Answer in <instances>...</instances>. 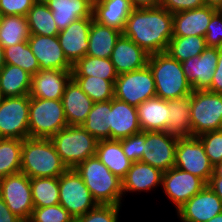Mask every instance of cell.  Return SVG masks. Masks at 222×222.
<instances>
[{"mask_svg": "<svg viewBox=\"0 0 222 222\" xmlns=\"http://www.w3.org/2000/svg\"><path fill=\"white\" fill-rule=\"evenodd\" d=\"M123 34L150 55L166 52L173 37V14L161 6L134 8Z\"/></svg>", "mask_w": 222, "mask_h": 222, "instance_id": "1", "label": "cell"}, {"mask_svg": "<svg viewBox=\"0 0 222 222\" xmlns=\"http://www.w3.org/2000/svg\"><path fill=\"white\" fill-rule=\"evenodd\" d=\"M92 197L101 205H123L122 180L115 176L95 155L74 168Z\"/></svg>", "mask_w": 222, "mask_h": 222, "instance_id": "2", "label": "cell"}, {"mask_svg": "<svg viewBox=\"0 0 222 222\" xmlns=\"http://www.w3.org/2000/svg\"><path fill=\"white\" fill-rule=\"evenodd\" d=\"M67 169L51 139L29 137L23 140L20 172L30 179L59 177Z\"/></svg>", "mask_w": 222, "mask_h": 222, "instance_id": "3", "label": "cell"}, {"mask_svg": "<svg viewBox=\"0 0 222 222\" xmlns=\"http://www.w3.org/2000/svg\"><path fill=\"white\" fill-rule=\"evenodd\" d=\"M147 65L155 81L156 97L168 101L192 93L181 63L167 52L151 54Z\"/></svg>", "mask_w": 222, "mask_h": 222, "instance_id": "4", "label": "cell"}, {"mask_svg": "<svg viewBox=\"0 0 222 222\" xmlns=\"http://www.w3.org/2000/svg\"><path fill=\"white\" fill-rule=\"evenodd\" d=\"M68 169H74L96 153L98 140L80 125H68L51 138Z\"/></svg>", "mask_w": 222, "mask_h": 222, "instance_id": "5", "label": "cell"}, {"mask_svg": "<svg viewBox=\"0 0 222 222\" xmlns=\"http://www.w3.org/2000/svg\"><path fill=\"white\" fill-rule=\"evenodd\" d=\"M68 126L61 99L30 97L29 137L51 139Z\"/></svg>", "mask_w": 222, "mask_h": 222, "instance_id": "6", "label": "cell"}, {"mask_svg": "<svg viewBox=\"0 0 222 222\" xmlns=\"http://www.w3.org/2000/svg\"><path fill=\"white\" fill-rule=\"evenodd\" d=\"M190 97L192 136L222 130V94L198 90L192 91Z\"/></svg>", "mask_w": 222, "mask_h": 222, "instance_id": "7", "label": "cell"}, {"mask_svg": "<svg viewBox=\"0 0 222 222\" xmlns=\"http://www.w3.org/2000/svg\"><path fill=\"white\" fill-rule=\"evenodd\" d=\"M59 204L74 219L98 205L75 169H67L59 176Z\"/></svg>", "mask_w": 222, "mask_h": 222, "instance_id": "8", "label": "cell"}, {"mask_svg": "<svg viewBox=\"0 0 222 222\" xmlns=\"http://www.w3.org/2000/svg\"><path fill=\"white\" fill-rule=\"evenodd\" d=\"M156 96L155 81L147 66L118 75L114 83V97L138 107L142 102Z\"/></svg>", "mask_w": 222, "mask_h": 222, "instance_id": "9", "label": "cell"}, {"mask_svg": "<svg viewBox=\"0 0 222 222\" xmlns=\"http://www.w3.org/2000/svg\"><path fill=\"white\" fill-rule=\"evenodd\" d=\"M30 96L0 98V138H29Z\"/></svg>", "mask_w": 222, "mask_h": 222, "instance_id": "10", "label": "cell"}, {"mask_svg": "<svg viewBox=\"0 0 222 222\" xmlns=\"http://www.w3.org/2000/svg\"><path fill=\"white\" fill-rule=\"evenodd\" d=\"M0 196L13 214L28 222L34 209L30 178L22 172L0 179Z\"/></svg>", "mask_w": 222, "mask_h": 222, "instance_id": "11", "label": "cell"}, {"mask_svg": "<svg viewBox=\"0 0 222 222\" xmlns=\"http://www.w3.org/2000/svg\"><path fill=\"white\" fill-rule=\"evenodd\" d=\"M174 167L201 178L206 184L214 172V166L196 136L178 138Z\"/></svg>", "mask_w": 222, "mask_h": 222, "instance_id": "12", "label": "cell"}, {"mask_svg": "<svg viewBox=\"0 0 222 222\" xmlns=\"http://www.w3.org/2000/svg\"><path fill=\"white\" fill-rule=\"evenodd\" d=\"M206 185L201 178L173 167L163 172L161 189L168 200L175 205V211H177Z\"/></svg>", "mask_w": 222, "mask_h": 222, "instance_id": "13", "label": "cell"}, {"mask_svg": "<svg viewBox=\"0 0 222 222\" xmlns=\"http://www.w3.org/2000/svg\"><path fill=\"white\" fill-rule=\"evenodd\" d=\"M178 137L163 131H146L141 162L166 172L175 166Z\"/></svg>", "mask_w": 222, "mask_h": 222, "instance_id": "14", "label": "cell"}, {"mask_svg": "<svg viewBox=\"0 0 222 222\" xmlns=\"http://www.w3.org/2000/svg\"><path fill=\"white\" fill-rule=\"evenodd\" d=\"M219 48L206 47L199 55L181 63L193 91L208 90L217 67Z\"/></svg>", "mask_w": 222, "mask_h": 222, "instance_id": "15", "label": "cell"}, {"mask_svg": "<svg viewBox=\"0 0 222 222\" xmlns=\"http://www.w3.org/2000/svg\"><path fill=\"white\" fill-rule=\"evenodd\" d=\"M222 212V200L206 185L177 211L181 222H207Z\"/></svg>", "mask_w": 222, "mask_h": 222, "instance_id": "16", "label": "cell"}, {"mask_svg": "<svg viewBox=\"0 0 222 222\" xmlns=\"http://www.w3.org/2000/svg\"><path fill=\"white\" fill-rule=\"evenodd\" d=\"M93 19V17L79 18L61 30L57 36L63 53L72 66L86 55Z\"/></svg>", "mask_w": 222, "mask_h": 222, "instance_id": "17", "label": "cell"}, {"mask_svg": "<svg viewBox=\"0 0 222 222\" xmlns=\"http://www.w3.org/2000/svg\"><path fill=\"white\" fill-rule=\"evenodd\" d=\"M28 44L40 65V70H72L57 36L30 34Z\"/></svg>", "mask_w": 222, "mask_h": 222, "instance_id": "18", "label": "cell"}, {"mask_svg": "<svg viewBox=\"0 0 222 222\" xmlns=\"http://www.w3.org/2000/svg\"><path fill=\"white\" fill-rule=\"evenodd\" d=\"M72 78V70H39L32 76L29 96L41 99H62L66 84Z\"/></svg>", "mask_w": 222, "mask_h": 222, "instance_id": "19", "label": "cell"}, {"mask_svg": "<svg viewBox=\"0 0 222 222\" xmlns=\"http://www.w3.org/2000/svg\"><path fill=\"white\" fill-rule=\"evenodd\" d=\"M218 9L203 6L173 14V37L201 36L205 37L212 16Z\"/></svg>", "mask_w": 222, "mask_h": 222, "instance_id": "20", "label": "cell"}, {"mask_svg": "<svg viewBox=\"0 0 222 222\" xmlns=\"http://www.w3.org/2000/svg\"><path fill=\"white\" fill-rule=\"evenodd\" d=\"M149 56L143 48L122 33L116 41L110 60L120 75L147 66Z\"/></svg>", "mask_w": 222, "mask_h": 222, "instance_id": "21", "label": "cell"}, {"mask_svg": "<svg viewBox=\"0 0 222 222\" xmlns=\"http://www.w3.org/2000/svg\"><path fill=\"white\" fill-rule=\"evenodd\" d=\"M139 132L137 108L115 97L111 99L110 140H120Z\"/></svg>", "mask_w": 222, "mask_h": 222, "instance_id": "22", "label": "cell"}, {"mask_svg": "<svg viewBox=\"0 0 222 222\" xmlns=\"http://www.w3.org/2000/svg\"><path fill=\"white\" fill-rule=\"evenodd\" d=\"M163 172L153 166L136 161L132 162L130 169L122 179L123 196L132 192L155 191L162 186Z\"/></svg>", "mask_w": 222, "mask_h": 222, "instance_id": "23", "label": "cell"}, {"mask_svg": "<svg viewBox=\"0 0 222 222\" xmlns=\"http://www.w3.org/2000/svg\"><path fill=\"white\" fill-rule=\"evenodd\" d=\"M61 100L68 125H82L94 104L73 78L66 84Z\"/></svg>", "mask_w": 222, "mask_h": 222, "instance_id": "24", "label": "cell"}, {"mask_svg": "<svg viewBox=\"0 0 222 222\" xmlns=\"http://www.w3.org/2000/svg\"><path fill=\"white\" fill-rule=\"evenodd\" d=\"M134 8L131 0H100L93 4V18L123 33L127 18Z\"/></svg>", "mask_w": 222, "mask_h": 222, "instance_id": "25", "label": "cell"}, {"mask_svg": "<svg viewBox=\"0 0 222 222\" xmlns=\"http://www.w3.org/2000/svg\"><path fill=\"white\" fill-rule=\"evenodd\" d=\"M52 11L54 22L59 31L79 18L93 17L91 0H43Z\"/></svg>", "mask_w": 222, "mask_h": 222, "instance_id": "26", "label": "cell"}, {"mask_svg": "<svg viewBox=\"0 0 222 222\" xmlns=\"http://www.w3.org/2000/svg\"><path fill=\"white\" fill-rule=\"evenodd\" d=\"M141 131H163L169 121L168 101L159 97L150 98L137 107Z\"/></svg>", "mask_w": 222, "mask_h": 222, "instance_id": "27", "label": "cell"}, {"mask_svg": "<svg viewBox=\"0 0 222 222\" xmlns=\"http://www.w3.org/2000/svg\"><path fill=\"white\" fill-rule=\"evenodd\" d=\"M190 107V95L168 100L167 133L178 138L192 136Z\"/></svg>", "mask_w": 222, "mask_h": 222, "instance_id": "28", "label": "cell"}, {"mask_svg": "<svg viewBox=\"0 0 222 222\" xmlns=\"http://www.w3.org/2000/svg\"><path fill=\"white\" fill-rule=\"evenodd\" d=\"M95 156L120 180L125 177L132 164L123 153L119 140H98Z\"/></svg>", "mask_w": 222, "mask_h": 222, "instance_id": "29", "label": "cell"}, {"mask_svg": "<svg viewBox=\"0 0 222 222\" xmlns=\"http://www.w3.org/2000/svg\"><path fill=\"white\" fill-rule=\"evenodd\" d=\"M121 34V31L102 25L93 19L89 30V48L86 55L98 58H110L116 41Z\"/></svg>", "mask_w": 222, "mask_h": 222, "instance_id": "30", "label": "cell"}, {"mask_svg": "<svg viewBox=\"0 0 222 222\" xmlns=\"http://www.w3.org/2000/svg\"><path fill=\"white\" fill-rule=\"evenodd\" d=\"M32 75L19 66L5 64L0 70L1 97H19L29 95Z\"/></svg>", "mask_w": 222, "mask_h": 222, "instance_id": "31", "label": "cell"}, {"mask_svg": "<svg viewBox=\"0 0 222 222\" xmlns=\"http://www.w3.org/2000/svg\"><path fill=\"white\" fill-rule=\"evenodd\" d=\"M99 77L116 80L118 73L110 58H98L85 55L72 66V77Z\"/></svg>", "mask_w": 222, "mask_h": 222, "instance_id": "32", "label": "cell"}, {"mask_svg": "<svg viewBox=\"0 0 222 222\" xmlns=\"http://www.w3.org/2000/svg\"><path fill=\"white\" fill-rule=\"evenodd\" d=\"M30 34L58 36L59 29L54 22L52 11L43 0H38L27 13Z\"/></svg>", "mask_w": 222, "mask_h": 222, "instance_id": "33", "label": "cell"}, {"mask_svg": "<svg viewBox=\"0 0 222 222\" xmlns=\"http://www.w3.org/2000/svg\"><path fill=\"white\" fill-rule=\"evenodd\" d=\"M111 100L94 102L86 121L80 125L97 140L110 139Z\"/></svg>", "mask_w": 222, "mask_h": 222, "instance_id": "34", "label": "cell"}, {"mask_svg": "<svg viewBox=\"0 0 222 222\" xmlns=\"http://www.w3.org/2000/svg\"><path fill=\"white\" fill-rule=\"evenodd\" d=\"M30 37L27 18L20 15L1 16L0 44L6 48L28 41Z\"/></svg>", "mask_w": 222, "mask_h": 222, "instance_id": "35", "label": "cell"}, {"mask_svg": "<svg viewBox=\"0 0 222 222\" xmlns=\"http://www.w3.org/2000/svg\"><path fill=\"white\" fill-rule=\"evenodd\" d=\"M34 208L59 204V177L30 179Z\"/></svg>", "mask_w": 222, "mask_h": 222, "instance_id": "36", "label": "cell"}, {"mask_svg": "<svg viewBox=\"0 0 222 222\" xmlns=\"http://www.w3.org/2000/svg\"><path fill=\"white\" fill-rule=\"evenodd\" d=\"M23 140L0 138V179L21 170Z\"/></svg>", "mask_w": 222, "mask_h": 222, "instance_id": "37", "label": "cell"}, {"mask_svg": "<svg viewBox=\"0 0 222 222\" xmlns=\"http://www.w3.org/2000/svg\"><path fill=\"white\" fill-rule=\"evenodd\" d=\"M205 37L184 36L172 37L166 52L180 63L189 58L199 56L206 48Z\"/></svg>", "mask_w": 222, "mask_h": 222, "instance_id": "38", "label": "cell"}, {"mask_svg": "<svg viewBox=\"0 0 222 222\" xmlns=\"http://www.w3.org/2000/svg\"><path fill=\"white\" fill-rule=\"evenodd\" d=\"M4 59L5 64L19 66L32 76L40 70V65L28 41L4 48Z\"/></svg>", "mask_w": 222, "mask_h": 222, "instance_id": "39", "label": "cell"}, {"mask_svg": "<svg viewBox=\"0 0 222 222\" xmlns=\"http://www.w3.org/2000/svg\"><path fill=\"white\" fill-rule=\"evenodd\" d=\"M72 78L94 102H106L114 98L115 80H105L93 76Z\"/></svg>", "mask_w": 222, "mask_h": 222, "instance_id": "40", "label": "cell"}, {"mask_svg": "<svg viewBox=\"0 0 222 222\" xmlns=\"http://www.w3.org/2000/svg\"><path fill=\"white\" fill-rule=\"evenodd\" d=\"M28 222H74V218L60 204L34 208Z\"/></svg>", "mask_w": 222, "mask_h": 222, "instance_id": "41", "label": "cell"}, {"mask_svg": "<svg viewBox=\"0 0 222 222\" xmlns=\"http://www.w3.org/2000/svg\"><path fill=\"white\" fill-rule=\"evenodd\" d=\"M121 206L98 204L84 215L74 219V222H119Z\"/></svg>", "mask_w": 222, "mask_h": 222, "instance_id": "42", "label": "cell"}, {"mask_svg": "<svg viewBox=\"0 0 222 222\" xmlns=\"http://www.w3.org/2000/svg\"><path fill=\"white\" fill-rule=\"evenodd\" d=\"M210 162L215 166L222 161V130L210 131L197 136Z\"/></svg>", "mask_w": 222, "mask_h": 222, "instance_id": "43", "label": "cell"}, {"mask_svg": "<svg viewBox=\"0 0 222 222\" xmlns=\"http://www.w3.org/2000/svg\"><path fill=\"white\" fill-rule=\"evenodd\" d=\"M146 131H141L129 137L120 139L123 153L131 162L141 161L143 145H145Z\"/></svg>", "mask_w": 222, "mask_h": 222, "instance_id": "44", "label": "cell"}, {"mask_svg": "<svg viewBox=\"0 0 222 222\" xmlns=\"http://www.w3.org/2000/svg\"><path fill=\"white\" fill-rule=\"evenodd\" d=\"M38 0H0L1 16L20 15L27 16L30 8Z\"/></svg>", "mask_w": 222, "mask_h": 222, "instance_id": "45", "label": "cell"}, {"mask_svg": "<svg viewBox=\"0 0 222 222\" xmlns=\"http://www.w3.org/2000/svg\"><path fill=\"white\" fill-rule=\"evenodd\" d=\"M206 46L222 47V13L218 10L211 18L205 35Z\"/></svg>", "mask_w": 222, "mask_h": 222, "instance_id": "46", "label": "cell"}, {"mask_svg": "<svg viewBox=\"0 0 222 222\" xmlns=\"http://www.w3.org/2000/svg\"><path fill=\"white\" fill-rule=\"evenodd\" d=\"M161 7L172 14L205 6L204 0H162Z\"/></svg>", "mask_w": 222, "mask_h": 222, "instance_id": "47", "label": "cell"}, {"mask_svg": "<svg viewBox=\"0 0 222 222\" xmlns=\"http://www.w3.org/2000/svg\"><path fill=\"white\" fill-rule=\"evenodd\" d=\"M208 91L222 94V47L219 48L217 67L213 74V79Z\"/></svg>", "mask_w": 222, "mask_h": 222, "instance_id": "48", "label": "cell"}, {"mask_svg": "<svg viewBox=\"0 0 222 222\" xmlns=\"http://www.w3.org/2000/svg\"><path fill=\"white\" fill-rule=\"evenodd\" d=\"M0 222H24L18 216L13 214L11 210L6 206L2 197L0 196Z\"/></svg>", "mask_w": 222, "mask_h": 222, "instance_id": "49", "label": "cell"}, {"mask_svg": "<svg viewBox=\"0 0 222 222\" xmlns=\"http://www.w3.org/2000/svg\"><path fill=\"white\" fill-rule=\"evenodd\" d=\"M207 186L222 200V177H211Z\"/></svg>", "mask_w": 222, "mask_h": 222, "instance_id": "50", "label": "cell"}, {"mask_svg": "<svg viewBox=\"0 0 222 222\" xmlns=\"http://www.w3.org/2000/svg\"><path fill=\"white\" fill-rule=\"evenodd\" d=\"M162 0H131L135 8L140 7H157L160 6Z\"/></svg>", "mask_w": 222, "mask_h": 222, "instance_id": "51", "label": "cell"}, {"mask_svg": "<svg viewBox=\"0 0 222 222\" xmlns=\"http://www.w3.org/2000/svg\"><path fill=\"white\" fill-rule=\"evenodd\" d=\"M205 5L216 8V9H221L222 8V0H204Z\"/></svg>", "mask_w": 222, "mask_h": 222, "instance_id": "52", "label": "cell"}, {"mask_svg": "<svg viewBox=\"0 0 222 222\" xmlns=\"http://www.w3.org/2000/svg\"><path fill=\"white\" fill-rule=\"evenodd\" d=\"M211 177H222V161L214 166V172Z\"/></svg>", "mask_w": 222, "mask_h": 222, "instance_id": "53", "label": "cell"}, {"mask_svg": "<svg viewBox=\"0 0 222 222\" xmlns=\"http://www.w3.org/2000/svg\"><path fill=\"white\" fill-rule=\"evenodd\" d=\"M5 66L4 47L0 44V70Z\"/></svg>", "mask_w": 222, "mask_h": 222, "instance_id": "54", "label": "cell"}, {"mask_svg": "<svg viewBox=\"0 0 222 222\" xmlns=\"http://www.w3.org/2000/svg\"><path fill=\"white\" fill-rule=\"evenodd\" d=\"M207 222H222V212L216 215L215 217L211 218Z\"/></svg>", "mask_w": 222, "mask_h": 222, "instance_id": "55", "label": "cell"}, {"mask_svg": "<svg viewBox=\"0 0 222 222\" xmlns=\"http://www.w3.org/2000/svg\"><path fill=\"white\" fill-rule=\"evenodd\" d=\"M93 3H95V2H98V1H100V0H91Z\"/></svg>", "mask_w": 222, "mask_h": 222, "instance_id": "56", "label": "cell"}]
</instances>
